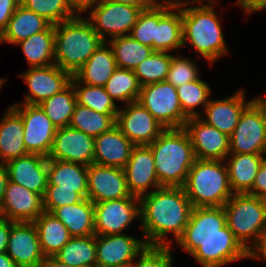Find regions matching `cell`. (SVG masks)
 Returning a JSON list of instances; mask_svg holds the SVG:
<instances>
[{"mask_svg":"<svg viewBox=\"0 0 266 267\" xmlns=\"http://www.w3.org/2000/svg\"><path fill=\"white\" fill-rule=\"evenodd\" d=\"M178 244L203 267H221L248 258V251L227 225L223 206L193 208Z\"/></svg>","mask_w":266,"mask_h":267,"instance_id":"1","label":"cell"},{"mask_svg":"<svg viewBox=\"0 0 266 267\" xmlns=\"http://www.w3.org/2000/svg\"><path fill=\"white\" fill-rule=\"evenodd\" d=\"M143 239L151 246H171L166 235L177 242L189 223L192 203L183 187H161L140 198ZM145 237V238H144Z\"/></svg>","mask_w":266,"mask_h":267,"instance_id":"2","label":"cell"},{"mask_svg":"<svg viewBox=\"0 0 266 267\" xmlns=\"http://www.w3.org/2000/svg\"><path fill=\"white\" fill-rule=\"evenodd\" d=\"M193 3L196 2L182 0L183 46L190 44L199 56L212 64L229 53L214 9L216 2L203 4L202 1H197V6H188Z\"/></svg>","mask_w":266,"mask_h":267,"instance_id":"3","label":"cell"},{"mask_svg":"<svg viewBox=\"0 0 266 267\" xmlns=\"http://www.w3.org/2000/svg\"><path fill=\"white\" fill-rule=\"evenodd\" d=\"M154 156L161 187H183L195 161L193 146L184 128H167L147 145Z\"/></svg>","mask_w":266,"mask_h":267,"instance_id":"4","label":"cell"},{"mask_svg":"<svg viewBox=\"0 0 266 267\" xmlns=\"http://www.w3.org/2000/svg\"><path fill=\"white\" fill-rule=\"evenodd\" d=\"M104 41L83 16L55 25L54 63L74 75Z\"/></svg>","mask_w":266,"mask_h":267,"instance_id":"5","label":"cell"},{"mask_svg":"<svg viewBox=\"0 0 266 267\" xmlns=\"http://www.w3.org/2000/svg\"><path fill=\"white\" fill-rule=\"evenodd\" d=\"M183 188L194 208L224 206L234 194L225 160L195 159Z\"/></svg>","mask_w":266,"mask_h":267,"instance_id":"6","label":"cell"},{"mask_svg":"<svg viewBox=\"0 0 266 267\" xmlns=\"http://www.w3.org/2000/svg\"><path fill=\"white\" fill-rule=\"evenodd\" d=\"M223 208L229 229L248 251L266 228V200L249 194H233Z\"/></svg>","mask_w":266,"mask_h":267,"instance_id":"7","label":"cell"},{"mask_svg":"<svg viewBox=\"0 0 266 267\" xmlns=\"http://www.w3.org/2000/svg\"><path fill=\"white\" fill-rule=\"evenodd\" d=\"M137 102L165 129L183 128L188 119L182 112L176 87L166 80L142 86Z\"/></svg>","mask_w":266,"mask_h":267,"instance_id":"8","label":"cell"},{"mask_svg":"<svg viewBox=\"0 0 266 267\" xmlns=\"http://www.w3.org/2000/svg\"><path fill=\"white\" fill-rule=\"evenodd\" d=\"M89 12L87 19L100 38L107 42L110 38L127 36L135 25L139 7L101 0ZM110 38H107V35Z\"/></svg>","mask_w":266,"mask_h":267,"instance_id":"9","label":"cell"},{"mask_svg":"<svg viewBox=\"0 0 266 267\" xmlns=\"http://www.w3.org/2000/svg\"><path fill=\"white\" fill-rule=\"evenodd\" d=\"M229 138L230 154L266 153V119L253 101L242 112Z\"/></svg>","mask_w":266,"mask_h":267,"instance_id":"10","label":"cell"},{"mask_svg":"<svg viewBox=\"0 0 266 267\" xmlns=\"http://www.w3.org/2000/svg\"><path fill=\"white\" fill-rule=\"evenodd\" d=\"M11 107L23 120V142L27 152L48 157L57 128L38 105L16 103Z\"/></svg>","mask_w":266,"mask_h":267,"instance_id":"11","label":"cell"},{"mask_svg":"<svg viewBox=\"0 0 266 267\" xmlns=\"http://www.w3.org/2000/svg\"><path fill=\"white\" fill-rule=\"evenodd\" d=\"M137 217L140 218L138 197L94 203L95 235L122 234Z\"/></svg>","mask_w":266,"mask_h":267,"instance_id":"12","label":"cell"},{"mask_svg":"<svg viewBox=\"0 0 266 267\" xmlns=\"http://www.w3.org/2000/svg\"><path fill=\"white\" fill-rule=\"evenodd\" d=\"M95 245L96 267H130L147 243L122 233L95 235Z\"/></svg>","mask_w":266,"mask_h":267,"instance_id":"13","label":"cell"},{"mask_svg":"<svg viewBox=\"0 0 266 267\" xmlns=\"http://www.w3.org/2000/svg\"><path fill=\"white\" fill-rule=\"evenodd\" d=\"M116 125L135 146H145L155 141L165 128L137 101L120 108Z\"/></svg>","mask_w":266,"mask_h":267,"instance_id":"14","label":"cell"},{"mask_svg":"<svg viewBox=\"0 0 266 267\" xmlns=\"http://www.w3.org/2000/svg\"><path fill=\"white\" fill-rule=\"evenodd\" d=\"M190 138L196 159L225 160L230 154V138L200 116L190 117L183 127Z\"/></svg>","mask_w":266,"mask_h":267,"instance_id":"15","label":"cell"},{"mask_svg":"<svg viewBox=\"0 0 266 267\" xmlns=\"http://www.w3.org/2000/svg\"><path fill=\"white\" fill-rule=\"evenodd\" d=\"M87 170V198L93 203L136 197L128 189L123 168L92 163L87 167Z\"/></svg>","mask_w":266,"mask_h":267,"instance_id":"16","label":"cell"},{"mask_svg":"<svg viewBox=\"0 0 266 267\" xmlns=\"http://www.w3.org/2000/svg\"><path fill=\"white\" fill-rule=\"evenodd\" d=\"M26 82L29 94H25V104L38 105L43 100L62 91L71 81L72 75L56 64L44 67H30L20 74Z\"/></svg>","mask_w":266,"mask_h":267,"instance_id":"17","label":"cell"},{"mask_svg":"<svg viewBox=\"0 0 266 267\" xmlns=\"http://www.w3.org/2000/svg\"><path fill=\"white\" fill-rule=\"evenodd\" d=\"M48 160L94 163V137L70 126L57 128Z\"/></svg>","mask_w":266,"mask_h":267,"instance_id":"18","label":"cell"},{"mask_svg":"<svg viewBox=\"0 0 266 267\" xmlns=\"http://www.w3.org/2000/svg\"><path fill=\"white\" fill-rule=\"evenodd\" d=\"M6 253L19 267H41L45 256L33 222H15L11 226Z\"/></svg>","mask_w":266,"mask_h":267,"instance_id":"19","label":"cell"},{"mask_svg":"<svg viewBox=\"0 0 266 267\" xmlns=\"http://www.w3.org/2000/svg\"><path fill=\"white\" fill-rule=\"evenodd\" d=\"M43 212L41 195L8 181L0 205V217L14 222H33Z\"/></svg>","mask_w":266,"mask_h":267,"instance_id":"20","label":"cell"},{"mask_svg":"<svg viewBox=\"0 0 266 267\" xmlns=\"http://www.w3.org/2000/svg\"><path fill=\"white\" fill-rule=\"evenodd\" d=\"M126 176L128 189L133 196L140 198L161 188L157 178L154 156L151 149L145 146H135L127 164L123 168Z\"/></svg>","mask_w":266,"mask_h":267,"instance_id":"21","label":"cell"},{"mask_svg":"<svg viewBox=\"0 0 266 267\" xmlns=\"http://www.w3.org/2000/svg\"><path fill=\"white\" fill-rule=\"evenodd\" d=\"M8 179L44 197L48 185V158L27 154L5 163Z\"/></svg>","mask_w":266,"mask_h":267,"instance_id":"22","label":"cell"},{"mask_svg":"<svg viewBox=\"0 0 266 267\" xmlns=\"http://www.w3.org/2000/svg\"><path fill=\"white\" fill-rule=\"evenodd\" d=\"M175 11V12H174ZM183 46L182 2L158 1V25L153 50L171 52Z\"/></svg>","mask_w":266,"mask_h":267,"instance_id":"23","label":"cell"},{"mask_svg":"<svg viewBox=\"0 0 266 267\" xmlns=\"http://www.w3.org/2000/svg\"><path fill=\"white\" fill-rule=\"evenodd\" d=\"M244 93V89H241L225 99L209 100L202 113L206 118L200 116L201 119L230 137L242 112L253 101V99L246 101Z\"/></svg>","mask_w":266,"mask_h":267,"instance_id":"24","label":"cell"},{"mask_svg":"<svg viewBox=\"0 0 266 267\" xmlns=\"http://www.w3.org/2000/svg\"><path fill=\"white\" fill-rule=\"evenodd\" d=\"M135 145L115 125L94 138V163L124 168Z\"/></svg>","mask_w":266,"mask_h":267,"instance_id":"25","label":"cell"},{"mask_svg":"<svg viewBox=\"0 0 266 267\" xmlns=\"http://www.w3.org/2000/svg\"><path fill=\"white\" fill-rule=\"evenodd\" d=\"M0 121V162H8L29 154L24 146L21 116L10 106Z\"/></svg>","mask_w":266,"mask_h":267,"instance_id":"26","label":"cell"},{"mask_svg":"<svg viewBox=\"0 0 266 267\" xmlns=\"http://www.w3.org/2000/svg\"><path fill=\"white\" fill-rule=\"evenodd\" d=\"M86 165L63 160H48V185L74 190L87 198L88 170Z\"/></svg>","mask_w":266,"mask_h":267,"instance_id":"27","label":"cell"},{"mask_svg":"<svg viewBox=\"0 0 266 267\" xmlns=\"http://www.w3.org/2000/svg\"><path fill=\"white\" fill-rule=\"evenodd\" d=\"M263 154H229L225 159L234 194H247L254 184ZM228 161V162H227Z\"/></svg>","mask_w":266,"mask_h":267,"instance_id":"28","label":"cell"},{"mask_svg":"<svg viewBox=\"0 0 266 267\" xmlns=\"http://www.w3.org/2000/svg\"><path fill=\"white\" fill-rule=\"evenodd\" d=\"M108 42L102 43L85 64L74 73V77L84 84L104 86L118 68L113 50Z\"/></svg>","mask_w":266,"mask_h":267,"instance_id":"29","label":"cell"},{"mask_svg":"<svg viewBox=\"0 0 266 267\" xmlns=\"http://www.w3.org/2000/svg\"><path fill=\"white\" fill-rule=\"evenodd\" d=\"M50 25L51 23L44 17L20 4L12 14L6 29L0 35V44L5 42L16 45L33 34L46 30Z\"/></svg>","mask_w":266,"mask_h":267,"instance_id":"30","label":"cell"},{"mask_svg":"<svg viewBox=\"0 0 266 267\" xmlns=\"http://www.w3.org/2000/svg\"><path fill=\"white\" fill-rule=\"evenodd\" d=\"M51 214L64 224L72 237L95 235L94 203L88 198L55 208Z\"/></svg>","mask_w":266,"mask_h":267,"instance_id":"31","label":"cell"},{"mask_svg":"<svg viewBox=\"0 0 266 267\" xmlns=\"http://www.w3.org/2000/svg\"><path fill=\"white\" fill-rule=\"evenodd\" d=\"M33 224L45 257L54 256L72 237L64 224L49 212L41 213Z\"/></svg>","mask_w":266,"mask_h":267,"instance_id":"32","label":"cell"},{"mask_svg":"<svg viewBox=\"0 0 266 267\" xmlns=\"http://www.w3.org/2000/svg\"><path fill=\"white\" fill-rule=\"evenodd\" d=\"M55 25L51 24L46 30L33 34L20 45L30 67H44L54 63Z\"/></svg>","mask_w":266,"mask_h":267,"instance_id":"33","label":"cell"},{"mask_svg":"<svg viewBox=\"0 0 266 267\" xmlns=\"http://www.w3.org/2000/svg\"><path fill=\"white\" fill-rule=\"evenodd\" d=\"M54 257L74 267H96L95 235L71 237Z\"/></svg>","mask_w":266,"mask_h":267,"instance_id":"34","label":"cell"},{"mask_svg":"<svg viewBox=\"0 0 266 267\" xmlns=\"http://www.w3.org/2000/svg\"><path fill=\"white\" fill-rule=\"evenodd\" d=\"M76 104V93L70 82L62 91L43 100L38 106L56 128H61L69 126Z\"/></svg>","mask_w":266,"mask_h":267,"instance_id":"35","label":"cell"},{"mask_svg":"<svg viewBox=\"0 0 266 267\" xmlns=\"http://www.w3.org/2000/svg\"><path fill=\"white\" fill-rule=\"evenodd\" d=\"M107 42L113 50L117 67L127 70H134L154 51L130 35L115 37Z\"/></svg>","mask_w":266,"mask_h":267,"instance_id":"36","label":"cell"},{"mask_svg":"<svg viewBox=\"0 0 266 267\" xmlns=\"http://www.w3.org/2000/svg\"><path fill=\"white\" fill-rule=\"evenodd\" d=\"M70 82L76 93L77 104L93 109L101 114L117 115L119 108L115 101L107 94L104 87L84 84L79 82L73 75Z\"/></svg>","mask_w":266,"mask_h":267,"instance_id":"37","label":"cell"},{"mask_svg":"<svg viewBox=\"0 0 266 267\" xmlns=\"http://www.w3.org/2000/svg\"><path fill=\"white\" fill-rule=\"evenodd\" d=\"M116 116L76 104L69 126L95 138L116 125Z\"/></svg>","mask_w":266,"mask_h":267,"instance_id":"38","label":"cell"},{"mask_svg":"<svg viewBox=\"0 0 266 267\" xmlns=\"http://www.w3.org/2000/svg\"><path fill=\"white\" fill-rule=\"evenodd\" d=\"M107 94L115 101L125 104L138 100L141 86L133 70L117 68L103 86Z\"/></svg>","mask_w":266,"mask_h":267,"instance_id":"39","label":"cell"},{"mask_svg":"<svg viewBox=\"0 0 266 267\" xmlns=\"http://www.w3.org/2000/svg\"><path fill=\"white\" fill-rule=\"evenodd\" d=\"M182 112L188 117L202 116L196 107L202 106L203 110L207 106L212 92L210 86L200 79L188 82L176 87Z\"/></svg>","mask_w":266,"mask_h":267,"instance_id":"40","label":"cell"},{"mask_svg":"<svg viewBox=\"0 0 266 267\" xmlns=\"http://www.w3.org/2000/svg\"><path fill=\"white\" fill-rule=\"evenodd\" d=\"M173 55L164 51H153L133 72L137 76L140 86L165 81L171 57Z\"/></svg>","mask_w":266,"mask_h":267,"instance_id":"41","label":"cell"},{"mask_svg":"<svg viewBox=\"0 0 266 267\" xmlns=\"http://www.w3.org/2000/svg\"><path fill=\"white\" fill-rule=\"evenodd\" d=\"M20 4L53 25L76 17L67 0H20Z\"/></svg>","mask_w":266,"mask_h":267,"instance_id":"42","label":"cell"},{"mask_svg":"<svg viewBox=\"0 0 266 267\" xmlns=\"http://www.w3.org/2000/svg\"><path fill=\"white\" fill-rule=\"evenodd\" d=\"M158 25V2L157 0L148 8L142 10L132 27L130 36L153 49L156 26Z\"/></svg>","mask_w":266,"mask_h":267,"instance_id":"43","label":"cell"},{"mask_svg":"<svg viewBox=\"0 0 266 267\" xmlns=\"http://www.w3.org/2000/svg\"><path fill=\"white\" fill-rule=\"evenodd\" d=\"M199 78L198 66L187 57L173 55L166 81L174 87L184 85Z\"/></svg>","mask_w":266,"mask_h":267,"instance_id":"44","label":"cell"},{"mask_svg":"<svg viewBox=\"0 0 266 267\" xmlns=\"http://www.w3.org/2000/svg\"><path fill=\"white\" fill-rule=\"evenodd\" d=\"M171 246H151L146 248L136 257L130 267H173ZM140 256V257H139Z\"/></svg>","mask_w":266,"mask_h":267,"instance_id":"45","label":"cell"},{"mask_svg":"<svg viewBox=\"0 0 266 267\" xmlns=\"http://www.w3.org/2000/svg\"><path fill=\"white\" fill-rule=\"evenodd\" d=\"M84 198L74 190L57 189V186H47L43 197L44 211L51 213L55 208L76 204Z\"/></svg>","mask_w":266,"mask_h":267,"instance_id":"46","label":"cell"},{"mask_svg":"<svg viewBox=\"0 0 266 267\" xmlns=\"http://www.w3.org/2000/svg\"><path fill=\"white\" fill-rule=\"evenodd\" d=\"M247 194L266 200V157L259 167L252 189Z\"/></svg>","mask_w":266,"mask_h":267,"instance_id":"47","label":"cell"},{"mask_svg":"<svg viewBox=\"0 0 266 267\" xmlns=\"http://www.w3.org/2000/svg\"><path fill=\"white\" fill-rule=\"evenodd\" d=\"M20 5V0H0V35L6 29L14 11Z\"/></svg>","mask_w":266,"mask_h":267,"instance_id":"48","label":"cell"},{"mask_svg":"<svg viewBox=\"0 0 266 267\" xmlns=\"http://www.w3.org/2000/svg\"><path fill=\"white\" fill-rule=\"evenodd\" d=\"M248 258L265 259L266 262V228L258 241L248 250Z\"/></svg>","mask_w":266,"mask_h":267,"instance_id":"49","label":"cell"},{"mask_svg":"<svg viewBox=\"0 0 266 267\" xmlns=\"http://www.w3.org/2000/svg\"><path fill=\"white\" fill-rule=\"evenodd\" d=\"M71 11L80 16V13H85L87 10H91L101 0H67Z\"/></svg>","mask_w":266,"mask_h":267,"instance_id":"50","label":"cell"},{"mask_svg":"<svg viewBox=\"0 0 266 267\" xmlns=\"http://www.w3.org/2000/svg\"><path fill=\"white\" fill-rule=\"evenodd\" d=\"M14 221L0 217V253L6 252L11 226Z\"/></svg>","mask_w":266,"mask_h":267,"instance_id":"51","label":"cell"},{"mask_svg":"<svg viewBox=\"0 0 266 267\" xmlns=\"http://www.w3.org/2000/svg\"><path fill=\"white\" fill-rule=\"evenodd\" d=\"M237 5L248 15L266 9V0H237Z\"/></svg>","mask_w":266,"mask_h":267,"instance_id":"52","label":"cell"},{"mask_svg":"<svg viewBox=\"0 0 266 267\" xmlns=\"http://www.w3.org/2000/svg\"><path fill=\"white\" fill-rule=\"evenodd\" d=\"M108 1L136 6L139 7L141 10H144L150 7L156 0H108Z\"/></svg>","mask_w":266,"mask_h":267,"instance_id":"53","label":"cell"},{"mask_svg":"<svg viewBox=\"0 0 266 267\" xmlns=\"http://www.w3.org/2000/svg\"><path fill=\"white\" fill-rule=\"evenodd\" d=\"M8 181L9 179L6 164L4 162H0V205L2 203L4 191Z\"/></svg>","mask_w":266,"mask_h":267,"instance_id":"54","label":"cell"},{"mask_svg":"<svg viewBox=\"0 0 266 267\" xmlns=\"http://www.w3.org/2000/svg\"><path fill=\"white\" fill-rule=\"evenodd\" d=\"M41 267H74L57 260L54 256L45 257Z\"/></svg>","mask_w":266,"mask_h":267,"instance_id":"55","label":"cell"},{"mask_svg":"<svg viewBox=\"0 0 266 267\" xmlns=\"http://www.w3.org/2000/svg\"><path fill=\"white\" fill-rule=\"evenodd\" d=\"M0 267H19L6 252L0 253Z\"/></svg>","mask_w":266,"mask_h":267,"instance_id":"56","label":"cell"},{"mask_svg":"<svg viewBox=\"0 0 266 267\" xmlns=\"http://www.w3.org/2000/svg\"><path fill=\"white\" fill-rule=\"evenodd\" d=\"M266 97V96H265ZM253 102L262 110L263 115L266 119V98L258 97L253 99Z\"/></svg>","mask_w":266,"mask_h":267,"instance_id":"57","label":"cell"},{"mask_svg":"<svg viewBox=\"0 0 266 267\" xmlns=\"http://www.w3.org/2000/svg\"><path fill=\"white\" fill-rule=\"evenodd\" d=\"M193 2H199V1H202V2H204L203 0H192ZM205 1H207V2H216V0H205Z\"/></svg>","mask_w":266,"mask_h":267,"instance_id":"58","label":"cell"},{"mask_svg":"<svg viewBox=\"0 0 266 267\" xmlns=\"http://www.w3.org/2000/svg\"><path fill=\"white\" fill-rule=\"evenodd\" d=\"M4 82H5V80L2 78H0V90H1V88H2V86H3V84H4Z\"/></svg>","mask_w":266,"mask_h":267,"instance_id":"59","label":"cell"}]
</instances>
